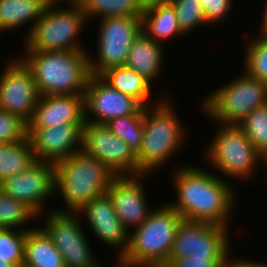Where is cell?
<instances>
[{
  "mask_svg": "<svg viewBox=\"0 0 267 267\" xmlns=\"http://www.w3.org/2000/svg\"><path fill=\"white\" fill-rule=\"evenodd\" d=\"M34 161L35 158L27 136L15 143L2 144L0 147V184L24 171Z\"/></svg>",
  "mask_w": 267,
  "mask_h": 267,
  "instance_id": "cell-26",
  "label": "cell"
},
{
  "mask_svg": "<svg viewBox=\"0 0 267 267\" xmlns=\"http://www.w3.org/2000/svg\"><path fill=\"white\" fill-rule=\"evenodd\" d=\"M238 126L262 156L267 154V104L254 109Z\"/></svg>",
  "mask_w": 267,
  "mask_h": 267,
  "instance_id": "cell-30",
  "label": "cell"
},
{
  "mask_svg": "<svg viewBox=\"0 0 267 267\" xmlns=\"http://www.w3.org/2000/svg\"><path fill=\"white\" fill-rule=\"evenodd\" d=\"M84 107L85 122L105 124L111 119L135 114L142 105L117 91L100 75L91 74L84 93Z\"/></svg>",
  "mask_w": 267,
  "mask_h": 267,
  "instance_id": "cell-15",
  "label": "cell"
},
{
  "mask_svg": "<svg viewBox=\"0 0 267 267\" xmlns=\"http://www.w3.org/2000/svg\"><path fill=\"white\" fill-rule=\"evenodd\" d=\"M84 124H61L51 128H27L35 160L56 163L82 150Z\"/></svg>",
  "mask_w": 267,
  "mask_h": 267,
  "instance_id": "cell-17",
  "label": "cell"
},
{
  "mask_svg": "<svg viewBox=\"0 0 267 267\" xmlns=\"http://www.w3.org/2000/svg\"><path fill=\"white\" fill-rule=\"evenodd\" d=\"M51 2H54V3H59V2H66L67 1V3L69 2V4H81V2L83 1V0H50Z\"/></svg>",
  "mask_w": 267,
  "mask_h": 267,
  "instance_id": "cell-38",
  "label": "cell"
},
{
  "mask_svg": "<svg viewBox=\"0 0 267 267\" xmlns=\"http://www.w3.org/2000/svg\"><path fill=\"white\" fill-rule=\"evenodd\" d=\"M26 136L27 124L19 117L0 109V143H15Z\"/></svg>",
  "mask_w": 267,
  "mask_h": 267,
  "instance_id": "cell-33",
  "label": "cell"
},
{
  "mask_svg": "<svg viewBox=\"0 0 267 267\" xmlns=\"http://www.w3.org/2000/svg\"><path fill=\"white\" fill-rule=\"evenodd\" d=\"M99 20L97 60L91 53L88 54L89 69L93 75L125 65L130 47L142 31V18L114 16Z\"/></svg>",
  "mask_w": 267,
  "mask_h": 267,
  "instance_id": "cell-9",
  "label": "cell"
},
{
  "mask_svg": "<svg viewBox=\"0 0 267 267\" xmlns=\"http://www.w3.org/2000/svg\"><path fill=\"white\" fill-rule=\"evenodd\" d=\"M262 163H264V164H262V165L265 166L264 168L267 169V154L262 156Z\"/></svg>",
  "mask_w": 267,
  "mask_h": 267,
  "instance_id": "cell-40",
  "label": "cell"
},
{
  "mask_svg": "<svg viewBox=\"0 0 267 267\" xmlns=\"http://www.w3.org/2000/svg\"><path fill=\"white\" fill-rule=\"evenodd\" d=\"M27 231L0 228V261L22 267Z\"/></svg>",
  "mask_w": 267,
  "mask_h": 267,
  "instance_id": "cell-31",
  "label": "cell"
},
{
  "mask_svg": "<svg viewBox=\"0 0 267 267\" xmlns=\"http://www.w3.org/2000/svg\"><path fill=\"white\" fill-rule=\"evenodd\" d=\"M144 107L135 114L109 120L104 125L121 140L129 145L136 154L141 148L143 134Z\"/></svg>",
  "mask_w": 267,
  "mask_h": 267,
  "instance_id": "cell-28",
  "label": "cell"
},
{
  "mask_svg": "<svg viewBox=\"0 0 267 267\" xmlns=\"http://www.w3.org/2000/svg\"><path fill=\"white\" fill-rule=\"evenodd\" d=\"M40 96L84 95L91 75L87 51H25ZM24 56V57H23Z\"/></svg>",
  "mask_w": 267,
  "mask_h": 267,
  "instance_id": "cell-3",
  "label": "cell"
},
{
  "mask_svg": "<svg viewBox=\"0 0 267 267\" xmlns=\"http://www.w3.org/2000/svg\"><path fill=\"white\" fill-rule=\"evenodd\" d=\"M172 174L177 199L167 201L171 208L185 220L230 228L229 220L237 203L235 186L214 171L195 165L174 167Z\"/></svg>",
  "mask_w": 267,
  "mask_h": 267,
  "instance_id": "cell-1",
  "label": "cell"
},
{
  "mask_svg": "<svg viewBox=\"0 0 267 267\" xmlns=\"http://www.w3.org/2000/svg\"><path fill=\"white\" fill-rule=\"evenodd\" d=\"M142 31L162 45L165 40L172 41V38L185 35L180 30L173 4L159 0H147L142 15Z\"/></svg>",
  "mask_w": 267,
  "mask_h": 267,
  "instance_id": "cell-20",
  "label": "cell"
},
{
  "mask_svg": "<svg viewBox=\"0 0 267 267\" xmlns=\"http://www.w3.org/2000/svg\"><path fill=\"white\" fill-rule=\"evenodd\" d=\"M206 19V25L213 26L222 19H226L230 9L233 8L232 0H199ZM232 7V8H231Z\"/></svg>",
  "mask_w": 267,
  "mask_h": 267,
  "instance_id": "cell-34",
  "label": "cell"
},
{
  "mask_svg": "<svg viewBox=\"0 0 267 267\" xmlns=\"http://www.w3.org/2000/svg\"><path fill=\"white\" fill-rule=\"evenodd\" d=\"M147 175L116 176L107 190L116 215L129 232L140 226L154 210L149 207L146 185L142 181Z\"/></svg>",
  "mask_w": 267,
  "mask_h": 267,
  "instance_id": "cell-16",
  "label": "cell"
},
{
  "mask_svg": "<svg viewBox=\"0 0 267 267\" xmlns=\"http://www.w3.org/2000/svg\"><path fill=\"white\" fill-rule=\"evenodd\" d=\"M85 124L84 95L40 96L27 128Z\"/></svg>",
  "mask_w": 267,
  "mask_h": 267,
  "instance_id": "cell-19",
  "label": "cell"
},
{
  "mask_svg": "<svg viewBox=\"0 0 267 267\" xmlns=\"http://www.w3.org/2000/svg\"><path fill=\"white\" fill-rule=\"evenodd\" d=\"M0 267H14L12 264L0 261Z\"/></svg>",
  "mask_w": 267,
  "mask_h": 267,
  "instance_id": "cell-41",
  "label": "cell"
},
{
  "mask_svg": "<svg viewBox=\"0 0 267 267\" xmlns=\"http://www.w3.org/2000/svg\"><path fill=\"white\" fill-rule=\"evenodd\" d=\"M162 95V96H161ZM155 107H144L141 148L136 153L138 175L153 173L175 157L187 137L171 98L161 94ZM153 107V108H152ZM171 158V159H170ZM165 164V166L163 165Z\"/></svg>",
  "mask_w": 267,
  "mask_h": 267,
  "instance_id": "cell-2",
  "label": "cell"
},
{
  "mask_svg": "<svg viewBox=\"0 0 267 267\" xmlns=\"http://www.w3.org/2000/svg\"><path fill=\"white\" fill-rule=\"evenodd\" d=\"M85 215L91 232L105 245L115 248L118 261L128 248L129 231L116 215L108 193H103L86 203L78 212ZM113 247V248H112Z\"/></svg>",
  "mask_w": 267,
  "mask_h": 267,
  "instance_id": "cell-18",
  "label": "cell"
},
{
  "mask_svg": "<svg viewBox=\"0 0 267 267\" xmlns=\"http://www.w3.org/2000/svg\"><path fill=\"white\" fill-rule=\"evenodd\" d=\"M147 0H83L81 8L87 22L91 17L98 19L114 16L142 18Z\"/></svg>",
  "mask_w": 267,
  "mask_h": 267,
  "instance_id": "cell-25",
  "label": "cell"
},
{
  "mask_svg": "<svg viewBox=\"0 0 267 267\" xmlns=\"http://www.w3.org/2000/svg\"><path fill=\"white\" fill-rule=\"evenodd\" d=\"M230 250L228 252V255H227V260L234 266V267H267V262L263 263L261 261H256V260H253V259H244L243 258H229L230 256ZM232 259V260H231Z\"/></svg>",
  "mask_w": 267,
  "mask_h": 267,
  "instance_id": "cell-36",
  "label": "cell"
},
{
  "mask_svg": "<svg viewBox=\"0 0 267 267\" xmlns=\"http://www.w3.org/2000/svg\"><path fill=\"white\" fill-rule=\"evenodd\" d=\"M34 219L40 218L31 208L0 189V228L32 230L35 226L28 227L26 223L31 220L35 221Z\"/></svg>",
  "mask_w": 267,
  "mask_h": 267,
  "instance_id": "cell-27",
  "label": "cell"
},
{
  "mask_svg": "<svg viewBox=\"0 0 267 267\" xmlns=\"http://www.w3.org/2000/svg\"><path fill=\"white\" fill-rule=\"evenodd\" d=\"M82 151L107 166L116 176L138 175L136 154L104 124L85 122Z\"/></svg>",
  "mask_w": 267,
  "mask_h": 267,
  "instance_id": "cell-11",
  "label": "cell"
},
{
  "mask_svg": "<svg viewBox=\"0 0 267 267\" xmlns=\"http://www.w3.org/2000/svg\"><path fill=\"white\" fill-rule=\"evenodd\" d=\"M180 30L188 34L196 27L206 24V19L199 0H173Z\"/></svg>",
  "mask_w": 267,
  "mask_h": 267,
  "instance_id": "cell-32",
  "label": "cell"
},
{
  "mask_svg": "<svg viewBox=\"0 0 267 267\" xmlns=\"http://www.w3.org/2000/svg\"><path fill=\"white\" fill-rule=\"evenodd\" d=\"M163 47L164 45L155 42L141 31L130 47L125 66L133 69L152 84L162 72L165 57V47Z\"/></svg>",
  "mask_w": 267,
  "mask_h": 267,
  "instance_id": "cell-21",
  "label": "cell"
},
{
  "mask_svg": "<svg viewBox=\"0 0 267 267\" xmlns=\"http://www.w3.org/2000/svg\"><path fill=\"white\" fill-rule=\"evenodd\" d=\"M154 208L147 219L129 232V244L117 267H162L168 260L176 231L183 219L167 203Z\"/></svg>",
  "mask_w": 267,
  "mask_h": 267,
  "instance_id": "cell-5",
  "label": "cell"
},
{
  "mask_svg": "<svg viewBox=\"0 0 267 267\" xmlns=\"http://www.w3.org/2000/svg\"><path fill=\"white\" fill-rule=\"evenodd\" d=\"M49 2L50 0H0V32L16 30L30 22L28 33L25 34L27 36Z\"/></svg>",
  "mask_w": 267,
  "mask_h": 267,
  "instance_id": "cell-23",
  "label": "cell"
},
{
  "mask_svg": "<svg viewBox=\"0 0 267 267\" xmlns=\"http://www.w3.org/2000/svg\"><path fill=\"white\" fill-rule=\"evenodd\" d=\"M159 1H163V2H171L173 0H159Z\"/></svg>",
  "mask_w": 267,
  "mask_h": 267,
  "instance_id": "cell-42",
  "label": "cell"
},
{
  "mask_svg": "<svg viewBox=\"0 0 267 267\" xmlns=\"http://www.w3.org/2000/svg\"><path fill=\"white\" fill-rule=\"evenodd\" d=\"M227 256H188L166 261L162 267H218Z\"/></svg>",
  "mask_w": 267,
  "mask_h": 267,
  "instance_id": "cell-35",
  "label": "cell"
},
{
  "mask_svg": "<svg viewBox=\"0 0 267 267\" xmlns=\"http://www.w3.org/2000/svg\"><path fill=\"white\" fill-rule=\"evenodd\" d=\"M49 2L41 17L24 37V51H86L80 38L88 22L80 4ZM64 5V7H63Z\"/></svg>",
  "mask_w": 267,
  "mask_h": 267,
  "instance_id": "cell-6",
  "label": "cell"
},
{
  "mask_svg": "<svg viewBox=\"0 0 267 267\" xmlns=\"http://www.w3.org/2000/svg\"><path fill=\"white\" fill-rule=\"evenodd\" d=\"M241 72L202 100L200 108L218 125L238 126L254 109L267 104V83Z\"/></svg>",
  "mask_w": 267,
  "mask_h": 267,
  "instance_id": "cell-7",
  "label": "cell"
},
{
  "mask_svg": "<svg viewBox=\"0 0 267 267\" xmlns=\"http://www.w3.org/2000/svg\"><path fill=\"white\" fill-rule=\"evenodd\" d=\"M44 225L39 226L63 256L66 267H102L93 254L89 236L83 231L78 213L48 209ZM76 214V215H75Z\"/></svg>",
  "mask_w": 267,
  "mask_h": 267,
  "instance_id": "cell-10",
  "label": "cell"
},
{
  "mask_svg": "<svg viewBox=\"0 0 267 267\" xmlns=\"http://www.w3.org/2000/svg\"><path fill=\"white\" fill-rule=\"evenodd\" d=\"M254 38H250L243 48L245 52L242 70L267 83V34L258 33Z\"/></svg>",
  "mask_w": 267,
  "mask_h": 267,
  "instance_id": "cell-29",
  "label": "cell"
},
{
  "mask_svg": "<svg viewBox=\"0 0 267 267\" xmlns=\"http://www.w3.org/2000/svg\"><path fill=\"white\" fill-rule=\"evenodd\" d=\"M117 91L136 99L143 107L151 104V84L131 68L123 66L112 67L100 75ZM150 100V102H149Z\"/></svg>",
  "mask_w": 267,
  "mask_h": 267,
  "instance_id": "cell-24",
  "label": "cell"
},
{
  "mask_svg": "<svg viewBox=\"0 0 267 267\" xmlns=\"http://www.w3.org/2000/svg\"><path fill=\"white\" fill-rule=\"evenodd\" d=\"M218 267H234L227 259H225Z\"/></svg>",
  "mask_w": 267,
  "mask_h": 267,
  "instance_id": "cell-39",
  "label": "cell"
},
{
  "mask_svg": "<svg viewBox=\"0 0 267 267\" xmlns=\"http://www.w3.org/2000/svg\"><path fill=\"white\" fill-rule=\"evenodd\" d=\"M215 134L207 149H204L203 157L208 160L207 164L231 180L237 178L244 182L253 179L259 170L257 163L261 164L262 155L243 130L237 125L220 124Z\"/></svg>",
  "mask_w": 267,
  "mask_h": 267,
  "instance_id": "cell-8",
  "label": "cell"
},
{
  "mask_svg": "<svg viewBox=\"0 0 267 267\" xmlns=\"http://www.w3.org/2000/svg\"><path fill=\"white\" fill-rule=\"evenodd\" d=\"M228 229L224 226L182 219L167 261L188 256H227L231 242Z\"/></svg>",
  "mask_w": 267,
  "mask_h": 267,
  "instance_id": "cell-13",
  "label": "cell"
},
{
  "mask_svg": "<svg viewBox=\"0 0 267 267\" xmlns=\"http://www.w3.org/2000/svg\"><path fill=\"white\" fill-rule=\"evenodd\" d=\"M55 166V193L65 208L58 212L78 213L93 198L106 193L116 175L97 159L82 150L63 158Z\"/></svg>",
  "mask_w": 267,
  "mask_h": 267,
  "instance_id": "cell-4",
  "label": "cell"
},
{
  "mask_svg": "<svg viewBox=\"0 0 267 267\" xmlns=\"http://www.w3.org/2000/svg\"><path fill=\"white\" fill-rule=\"evenodd\" d=\"M0 189L24 202L39 216L47 211L44 208L46 201L55 195L54 163L35 160L21 173L6 179Z\"/></svg>",
  "mask_w": 267,
  "mask_h": 267,
  "instance_id": "cell-14",
  "label": "cell"
},
{
  "mask_svg": "<svg viewBox=\"0 0 267 267\" xmlns=\"http://www.w3.org/2000/svg\"><path fill=\"white\" fill-rule=\"evenodd\" d=\"M5 62L0 75V109H3L28 124L40 99L32 72L18 58Z\"/></svg>",
  "mask_w": 267,
  "mask_h": 267,
  "instance_id": "cell-12",
  "label": "cell"
},
{
  "mask_svg": "<svg viewBox=\"0 0 267 267\" xmlns=\"http://www.w3.org/2000/svg\"><path fill=\"white\" fill-rule=\"evenodd\" d=\"M262 26L261 28L259 29V33L261 34H267V2L265 3V9H264V12H263V15H262Z\"/></svg>",
  "mask_w": 267,
  "mask_h": 267,
  "instance_id": "cell-37",
  "label": "cell"
},
{
  "mask_svg": "<svg viewBox=\"0 0 267 267\" xmlns=\"http://www.w3.org/2000/svg\"><path fill=\"white\" fill-rule=\"evenodd\" d=\"M22 267H66L63 256L39 225L27 231Z\"/></svg>",
  "mask_w": 267,
  "mask_h": 267,
  "instance_id": "cell-22",
  "label": "cell"
}]
</instances>
